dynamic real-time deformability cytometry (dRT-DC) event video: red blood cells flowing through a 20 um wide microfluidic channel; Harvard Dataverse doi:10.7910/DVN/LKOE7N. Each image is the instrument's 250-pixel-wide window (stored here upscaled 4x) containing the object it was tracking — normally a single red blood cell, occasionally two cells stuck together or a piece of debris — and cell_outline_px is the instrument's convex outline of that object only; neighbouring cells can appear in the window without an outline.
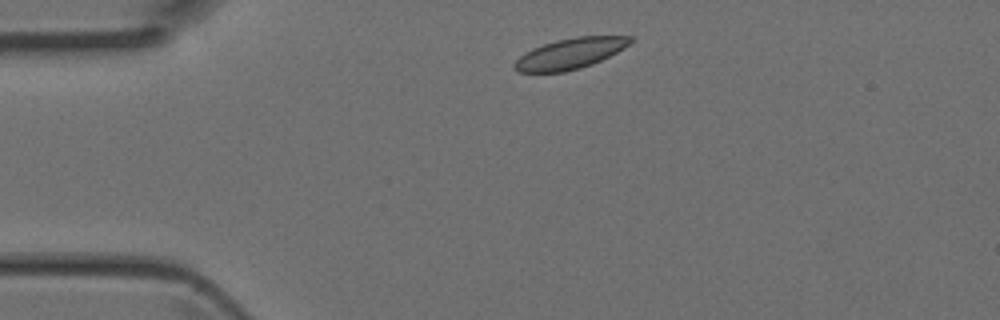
{"species": "Egyptian fruit bat (a non-hibernating species)", "species_latin": "Rousettus aegyptiacus", "temperature_condition": "room temperature", "stored_images_in_passage": 3, "camera_frame_rate_fps": 3000, "um_per_image_px": 0.085, "animal": {"sex": "female"}, "frame": {"image": 1, "passage_image": 1, "time_ms": 0.0, "image_size_px": [1000, 320], "cell_outline_px": [[636, 40], [624, 48], [592, 64], [580, 68], [564, 72], [520, 72], [512, 68], [512, 64], [524, 52], [532, 48], [556, 40], [576, 36], [632, 36]], "centroid_in_image_um": [48.45, 4.54], "position_along_channel_um": 36.5, "area_um2": 20.81}}
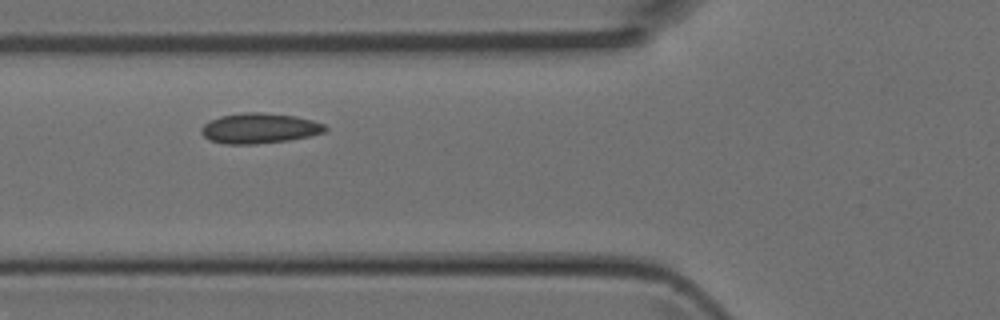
{"frame": {"image": 2, "passage_image": 3, "time_ms": 0.667, "image_size_px": [1000, 320], "cell_outline_px": [[328, 128], [324, 132], [308, 136], [288, 140], [256, 144], [224, 144], [212, 140], [204, 136], [200, 132], [200, 128], [204, 124], [220, 116], [240, 112], [260, 112], [296, 116], [312, 120], [324, 124]], "centroid_in_image_um": [22.04, 10.9], "position_along_channel_um": 103.8, "area_um2": 21.79}}